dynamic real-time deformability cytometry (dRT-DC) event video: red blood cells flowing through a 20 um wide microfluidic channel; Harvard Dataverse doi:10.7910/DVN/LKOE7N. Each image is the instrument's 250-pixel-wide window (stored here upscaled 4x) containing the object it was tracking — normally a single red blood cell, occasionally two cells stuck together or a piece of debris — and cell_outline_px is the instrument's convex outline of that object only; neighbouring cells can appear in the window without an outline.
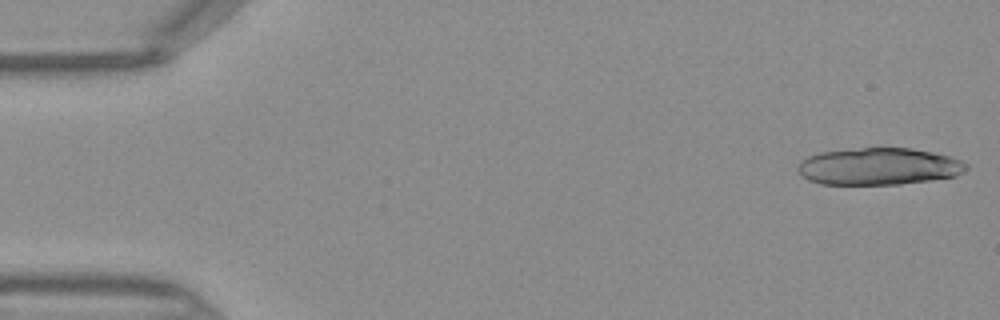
{"species": "Egyptian fruit bat (a non-hibernating species)", "species_latin": "Rousettus aegyptiacus", "temperature_condition": "warm", "stored_images_in_passage": 15, "camera_frame_rate_fps": 3000, "um_per_image_px": 0.085, "frame": {"image": 1, "passage_image": 1, "time_ms": 0.0, "image_size_px": [1000, 320], "cell_outline_px": [[968, 168], [964, 172], [956, 176], [900, 184], [820, 184], [808, 180], [800, 172], [800, 160], [808, 156], [820, 152], [860, 148], [912, 148], [932, 152], [948, 156], [960, 160], [968, 164]], "centroid_in_image_um": [74.72, 14.14], "position_along_channel_um": 10.3, "area_um2": 36.13}}